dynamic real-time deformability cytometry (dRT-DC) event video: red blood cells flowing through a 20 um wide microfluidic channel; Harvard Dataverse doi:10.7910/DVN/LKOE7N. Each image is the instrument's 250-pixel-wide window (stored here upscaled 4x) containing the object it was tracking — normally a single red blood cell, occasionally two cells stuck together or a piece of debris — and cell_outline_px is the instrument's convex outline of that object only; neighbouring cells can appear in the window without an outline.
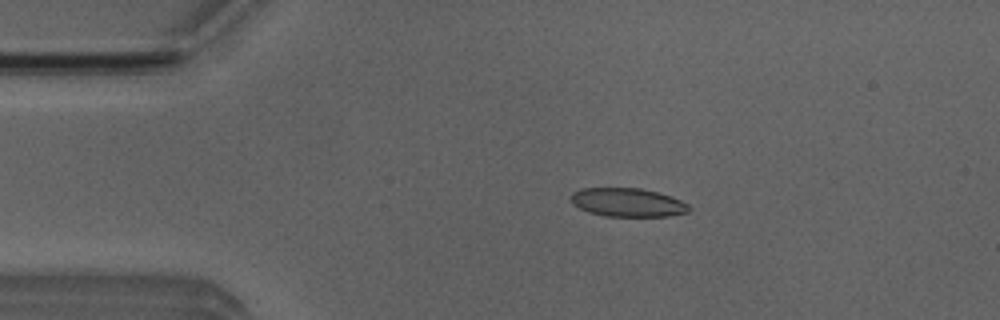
{"species": "Egyptian fruit bat (a non-hibernating species)", "species_latin": "Rousettus aegyptiacus", "temperature_condition": "room temperature", "stored_images_in_passage": 47, "camera_frame_rate_fps": 3000, "um_per_image_px": 0.085, "animal": {"sex": "male"}, "frame": {"image": 1, "passage_image": 5, "time_ms": 1.333, "image_size_px": [1000, 320], "cell_outline_px": [[692, 208], [688, 212], [668, 216], [604, 216], [588, 212], [572, 204], [572, 192], [580, 188], [640, 188], [672, 196], [688, 204]], "centroid_in_image_um": [53.36, 17.2], "position_along_channel_um": 31.6, "area_um2": 19.71}}
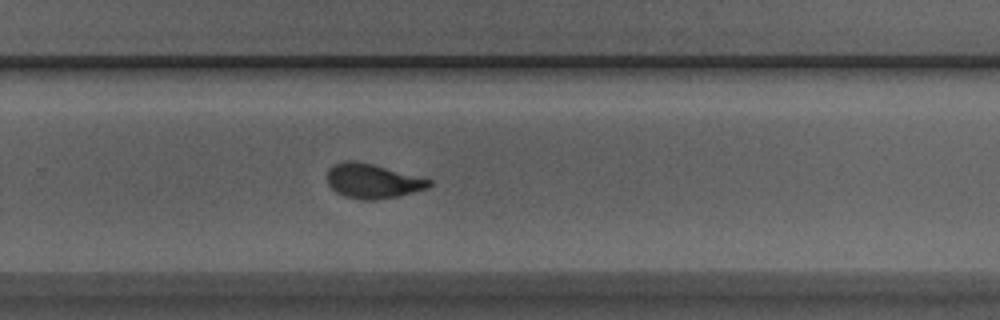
{"frame": {"image": 2, "passage_image": 29, "time_ms": 9.333, "image_size_px": [1000, 320], "cell_outline_px": [[432, 184], [428, 188], [396, 196], [376, 200], [364, 200], [344, 196], [336, 192], [328, 184], [328, 168], [332, 164], [344, 160], [356, 160], [372, 164], [432, 180]], "centroid_in_image_um": [31.63, 15.38], "position_along_channel_um": 298.2, "area_um2": 20.4}}
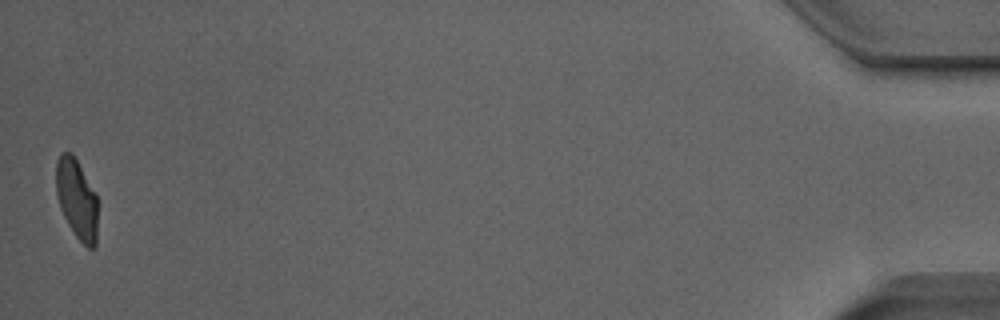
{"frame": {"image": 3, "passage_image": 47, "time_ms": 15.333, "image_size_px": [1000, 320], "cell_outline_px": [[96, 248], [88, 248], [76, 236], [68, 224], [60, 208], [56, 192], [56, 164], [60, 152], [72, 152], [96, 196]], "centroid_in_image_um": [6.5, 16.91], "position_along_channel_um": 428.7, "area_um2": 18.96}, "authors_computed_cell_mechanics": {"area_um2": 20.4034, "velocity_mm_per_s": 3.868, "shape_relaxation_time_tau1_ms": 9.6528, "shape_relaxation_time_tau2_ms": 0.8391, "deformation_change_tau1": 0.2453, "deformation_change_tau2": 0.0654}}